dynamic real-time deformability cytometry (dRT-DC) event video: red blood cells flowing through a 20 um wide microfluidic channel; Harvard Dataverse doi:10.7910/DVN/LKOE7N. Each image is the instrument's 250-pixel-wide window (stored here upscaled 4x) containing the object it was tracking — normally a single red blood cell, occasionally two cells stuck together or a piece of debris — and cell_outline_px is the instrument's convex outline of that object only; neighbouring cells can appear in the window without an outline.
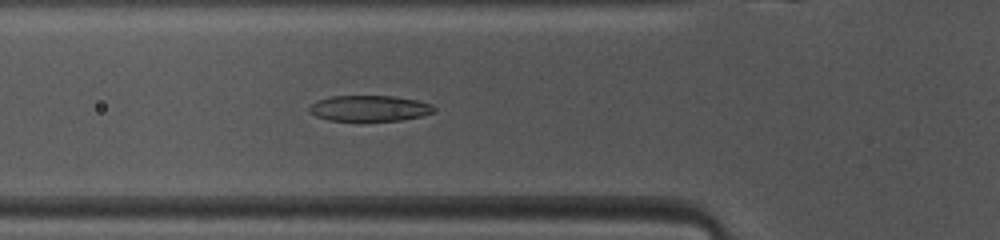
{"species": "common noctule bat (a hibernating species)", "species_latin": "Nyctalus noctula", "temperature_condition": "warm", "stored_images_in_passage": 43, "camera_frame_rate_fps": 3000, "um_per_image_px": 0.085, "animal": {"sex": "female", "body_mass_g": 10.0, "forearm_length_mm": 53.1}, "frame": {"image": 1, "passage_image": 11, "time_ms": 3.333, "image_size_px": [1000, 240], "cell_outline_px": [[436, 112], [420, 116], [400, 120], [328, 120], [316, 116], [308, 112], [308, 108], [316, 100], [332, 96], [392, 96], [416, 100], [432, 104], [436, 108]], "centroid_in_image_um": [31.4, 9.2], "position_along_channel_um": 94.4, "area_um2": 18.67}}
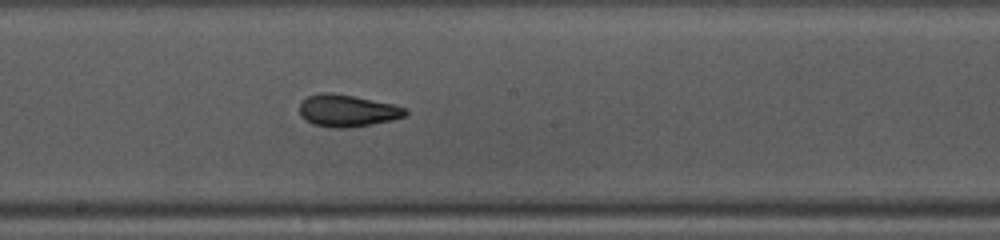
{"frame": {"image": 2, "passage_image": 20, "time_ms": 6.333, "image_size_px": [1000, 240], "cell_outline_px": [[408, 112], [404, 116], [392, 120], [372, 124], [348, 128], [332, 128], [312, 124], [300, 116], [300, 100], [308, 96], [328, 92], [352, 96], [392, 104], [404, 108]], "centroid_in_image_um": [29.47, 9.42], "position_along_channel_um": 218.7, "area_um2": 19.59}}
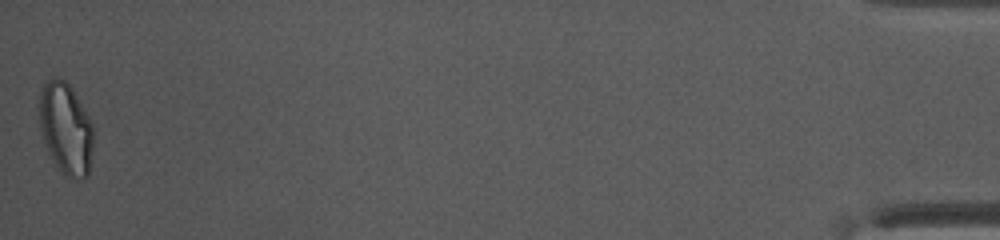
{"frame": {"image": 3, "passage_image": 43, "time_ms": 14.0, "image_size_px": [1000, 240], "cell_outline_px": [[92, 148], [88, 176], [80, 180], [68, 176], [56, 164], [48, 152], [44, 140], [40, 124], [40, 92], [44, 84], [48, 80], [56, 76], [64, 80], [72, 88], [88, 116], [92, 124]], "centroid_in_image_um": [5.6, 10.91], "position_along_channel_um": 429.6, "area_um2": 28.26}, "authors_computed_cell_mechanics": {"area_um2": 19.9988, "velocity_mm_per_s": 4.1201, "shape_relaxation_time_tau1_ms": 5.8071, "shape_relaxation_time_tau2_ms": 1.9566, "deformation_change_tau1": 0.2123, "deformation_change_tau2": 0.0841}}